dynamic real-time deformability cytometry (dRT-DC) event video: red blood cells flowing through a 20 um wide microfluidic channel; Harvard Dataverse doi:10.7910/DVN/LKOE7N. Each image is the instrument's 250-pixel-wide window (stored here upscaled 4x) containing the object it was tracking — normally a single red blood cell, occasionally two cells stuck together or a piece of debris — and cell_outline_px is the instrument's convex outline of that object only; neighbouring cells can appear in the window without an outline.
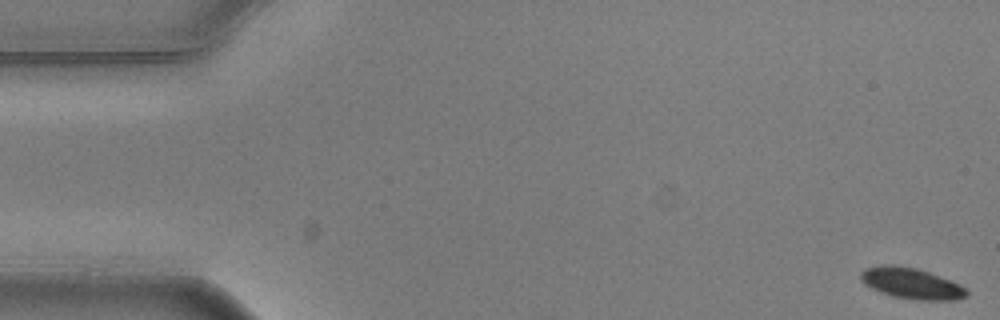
{"species": "common noctule bat (a hibernating species)", "species_latin": "Nyctalus noctula", "temperature_condition": "warm", "stored_images_in_passage": 6, "camera_frame_rate_fps": 3000, "um_per_image_px": 0.085, "animal": {"sex": "male", "body_mass_g": 20.5, "forearm_length_mm": 52.5}, "frame": {"image": 1, "passage_image": 1, "time_ms": 0.0, "image_size_px": [1000, 320], "cell_outline_px": [[968, 296], [956, 300], [920, 300], [892, 296], [880, 292], [864, 284], [860, 280], [860, 272], [864, 268], [884, 264], [892, 264], [916, 268], [928, 272], [960, 284], [968, 292]], "centroid_in_image_um": [77.44, 24.08], "position_along_channel_um": 7.6, "area_um2": 19.13}}
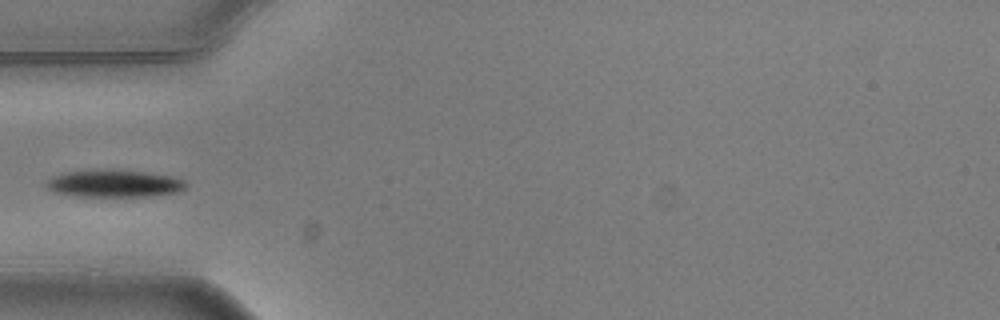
{"frame": {"image": 2, "passage_image": 5, "time_ms": 1.333, "image_size_px": [1000, 320], "cell_outline_px": [[188, 184], [184, 188], [176, 192], [148, 196], [76, 196], [52, 192], [44, 184], [52, 176], [64, 172], [144, 172], [172, 176], [184, 180]], "centroid_in_image_um": [9.69, 15.64], "position_along_channel_um": 75.3, "area_um2": 21.27}}
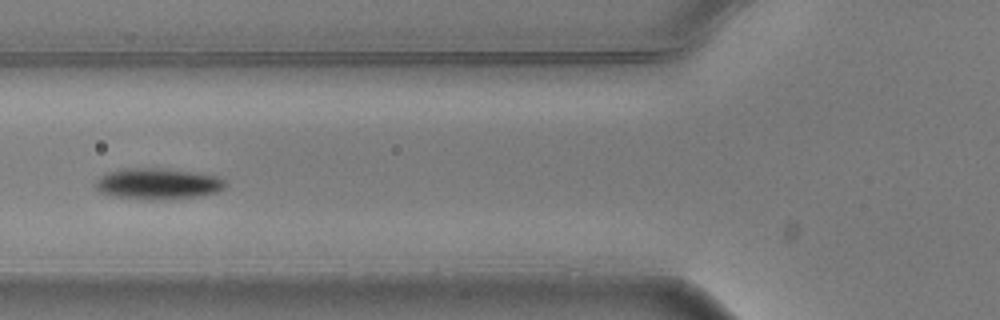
{"frame": {"image": 3, "passage_image": 6, "time_ms": 1.667, "image_size_px": [1000, 320], "cell_outline_px": [[228, 184], [224, 188], [216, 192], [196, 196], [156, 200], [148, 200], [112, 196], [100, 192], [96, 188], [96, 180], [100, 176], [108, 172], [124, 168], [160, 168], [196, 172], [216, 176], [224, 180]], "centroid_in_image_um": [13.4, 15.61], "position_along_channel_um": 112.4, "area_um2": 23.52}}